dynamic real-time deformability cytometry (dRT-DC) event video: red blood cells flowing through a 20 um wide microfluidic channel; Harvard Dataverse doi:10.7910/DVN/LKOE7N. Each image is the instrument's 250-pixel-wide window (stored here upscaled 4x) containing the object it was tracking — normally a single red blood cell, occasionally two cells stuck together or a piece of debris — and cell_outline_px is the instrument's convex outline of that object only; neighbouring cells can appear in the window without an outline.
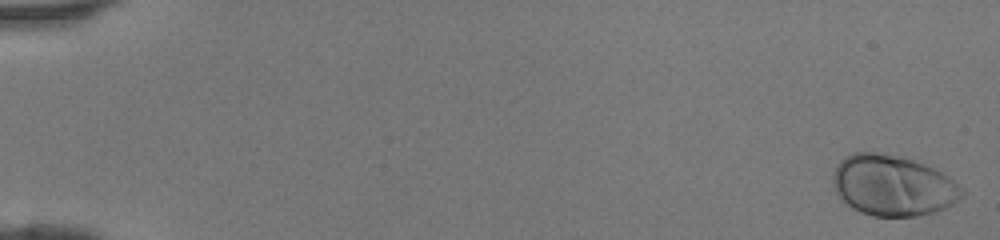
{"species": "human", "species_latin": "Homo sapiens", "temperature_condition": "room temperature", "stored_images_in_passage": 46, "camera_frame_rate_fps": 3000, "um_per_image_px": 0.085, "donor": {"sex": "female"}, "frame": {"image": 1, "passage_image": 1, "time_ms": 0.0, "image_size_px": [1000, 240], "cell_outline_px": [[964, 196], [944, 208], [932, 212], [916, 216], [872, 216], [860, 212], [852, 208], [832, 188], [832, 176], [836, 164], [844, 156], [852, 152], [876, 152], [912, 160], [924, 164], [948, 176], [960, 184], [964, 188]], "centroid_in_image_um": [75.87, 15.76], "position_along_channel_um": 9.1, "area_um2": 45.6}}
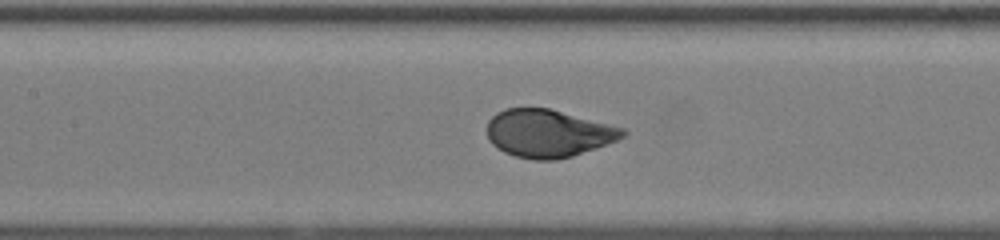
{"frame": {"image": 2, "passage_image": 23, "time_ms": 7.333, "image_size_px": [1000, 240], "cell_outline_px": [[628, 132], [624, 136], [616, 140], [596, 148], [572, 156], [556, 160], [532, 160], [516, 156], [504, 152], [492, 144], [488, 140], [488, 120], [496, 112], [504, 108], [548, 108], [624, 128]], "centroid_in_image_um": [46.57, 11.34], "position_along_channel_um": 160.8, "area_um2": 37.63}}
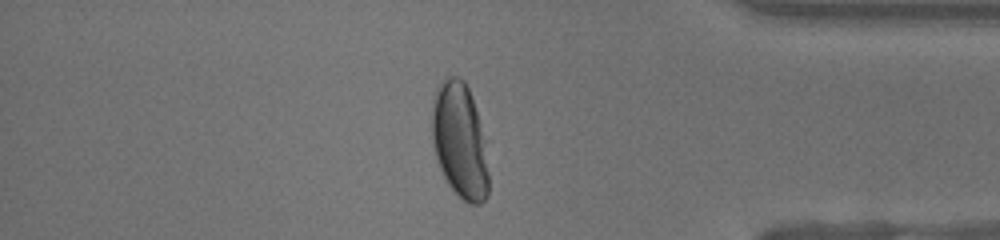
{"frame": {"image": 3, "passage_image": 40, "time_ms": 13.0, "image_size_px": [1000, 240], "cell_outline_px": [[488, 196], [480, 204], [468, 204], [448, 184], [436, 160], [432, 144], [432, 96], [436, 84], [440, 80], [448, 76], [456, 76], [464, 80], [472, 96], [476, 112], [488, 172]], "centroid_in_image_um": [39.01, 11.92], "position_along_channel_um": 396.2, "area_um2": 37.8}}